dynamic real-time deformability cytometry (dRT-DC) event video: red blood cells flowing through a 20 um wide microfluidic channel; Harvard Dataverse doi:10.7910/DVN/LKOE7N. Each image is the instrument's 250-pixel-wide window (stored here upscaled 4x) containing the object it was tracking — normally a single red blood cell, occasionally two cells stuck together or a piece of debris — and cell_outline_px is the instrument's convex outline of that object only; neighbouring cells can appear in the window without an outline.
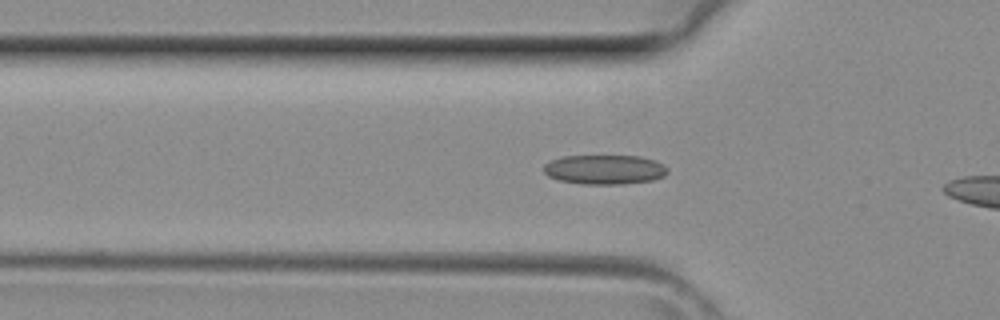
{"species": "common noctule bat (a hibernating species)", "species_latin": "Nyctalus noctula", "temperature_condition": "room temperature", "stored_images_in_passage": 5, "segment_of_instrument_passage": [2, 2], "camera_frame_rate_fps": 3000, "um_per_image_px": 0.085, "animal": {"sex": "female", "body_mass_g": 29.2, "forearm_length_mm": 56.3}, "frame": {"image": 1, "passage_image": 5, "time_ms": 1.333, "image_size_px": [1000, 320], "cell_outline_px": [[668, 172], [664, 176], [652, 180], [624, 184], [580, 184], [560, 180], [548, 176], [544, 172], [544, 164], [560, 156], [640, 156], [656, 160], [664, 164], [668, 168]], "centroid_in_image_um": [51.42, 14.41], "position_along_channel_um": 74.4, "area_um2": 21.44}}